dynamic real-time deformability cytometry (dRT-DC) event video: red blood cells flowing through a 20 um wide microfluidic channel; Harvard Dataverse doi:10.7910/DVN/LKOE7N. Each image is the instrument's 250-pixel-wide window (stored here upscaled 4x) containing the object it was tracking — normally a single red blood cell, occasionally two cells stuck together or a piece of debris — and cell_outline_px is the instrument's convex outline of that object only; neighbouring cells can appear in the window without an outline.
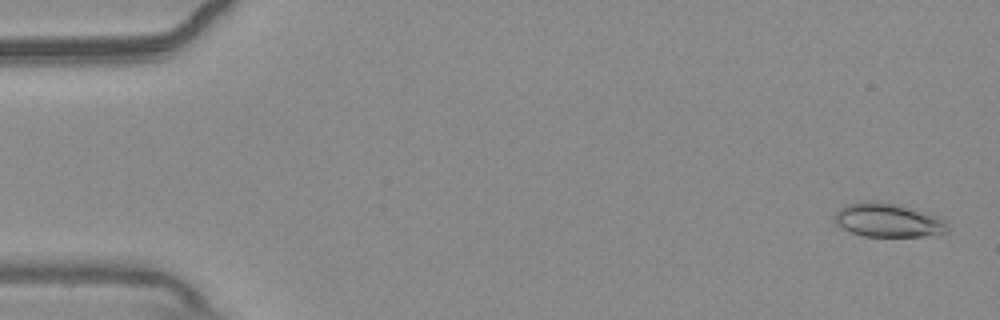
{"species": "common noctule bat (a hibernating species)", "species_latin": "Nyctalus noctula", "temperature_condition": "warm", "stored_images_in_passage": 55, "camera_frame_rate_fps": 3000, "um_per_image_px": 0.085, "animal": {"sex": "male", "body_mass_g": 20.4}, "frame": {"image": 1, "passage_image": 2, "time_ms": 0.333, "image_size_px": [1000, 320], "cell_outline_px": [[948, 232], [936, 236], [864, 236], [852, 232], [836, 224], [836, 212], [840, 208], [848, 204], [868, 200], [876, 200], [900, 204], [932, 212], [940, 216], [948, 224]], "centroid_in_image_um": [75.6, 18.7], "position_along_channel_um": 9.4, "area_um2": 22.77}}
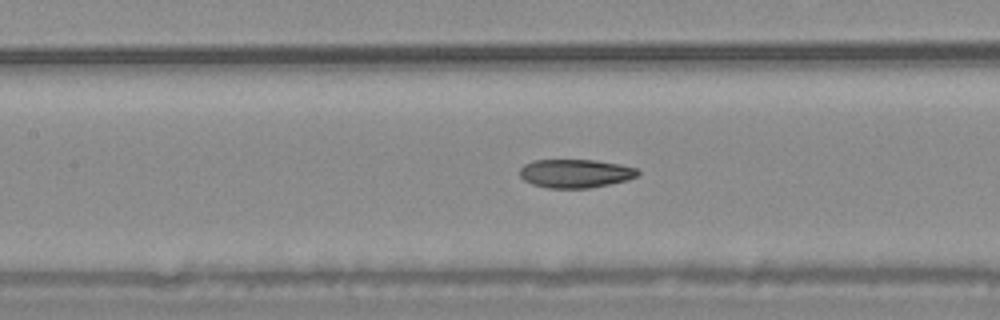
{"frame": {"image": 2, "passage_image": 25, "time_ms": 8.0, "image_size_px": [1000, 320], "cell_outline_px": [[640, 172], [636, 176], [628, 180], [588, 188], [548, 188], [532, 184], [524, 180], [520, 176], [520, 168], [524, 164], [536, 160], [596, 160], [620, 164], [636, 168]], "centroid_in_image_um": [48.9, 14.74], "position_along_channel_um": 158.5, "area_um2": 19.59}}
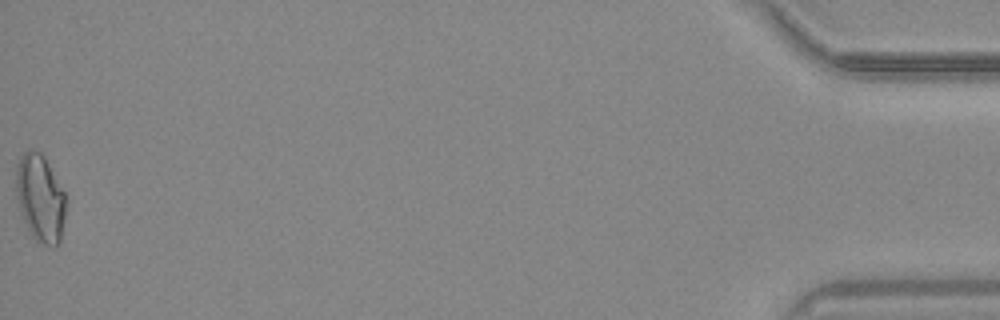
{"frame": {"image": 3, "passage_image": 55, "time_ms": 18.0, "image_size_px": [1000, 320], "cell_outline_px": [[68, 204], [60, 240], [56, 248], [52, 248], [36, 240], [32, 236], [24, 220], [16, 196], [16, 164], [20, 156], [24, 152], [40, 152], [44, 156], [64, 192], [68, 200]], "centroid_in_image_um": [3.45, 16.88], "position_along_channel_um": 431.7, "area_um2": 25.43}, "authors_computed_cell_mechanics": {"area_um2": 20.4034, "velocity_mm_per_s": 3.7466, "shape_relaxation_time_tau1_ms": 11.1982, "shape_relaxation_time_tau2_ms": 2.1432, "deformation_change_tau1": 0.2121, "deformation_change_tau2": 0.0765}}